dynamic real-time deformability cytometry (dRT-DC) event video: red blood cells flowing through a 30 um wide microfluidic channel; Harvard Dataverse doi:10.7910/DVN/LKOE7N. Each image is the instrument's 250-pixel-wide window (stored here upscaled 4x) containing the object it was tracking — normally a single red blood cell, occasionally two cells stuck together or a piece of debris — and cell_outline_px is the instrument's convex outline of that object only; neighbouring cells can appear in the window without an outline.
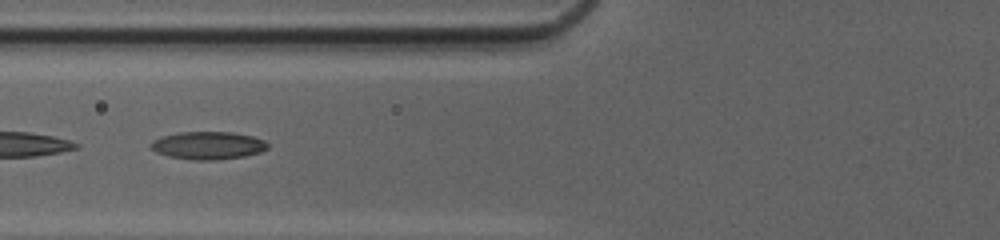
{"species": "common noctule bat (a hibernating species)", "species_latin": "Nyctalus noctula", "temperature_condition": "cold", "stored_images_in_passage": 31, "camera_frame_rate_fps": 3000, "um_per_image_px": 0.085, "animal": {"sex": "female", "body_mass_g": 20.0, "forearm_length_mm": 54.0}, "frame": {"image": 1, "passage_image": 5, "time_ms": 1.333, "image_size_px": [1000, 240], "cell_outline_px": [[268, 148], [260, 152], [244, 156], [216, 160], [192, 160], [168, 156], [156, 152], [148, 144], [152, 140], [160, 136], [176, 132], [232, 132], [252, 136], [264, 140], [268, 144]], "centroid_in_image_um": [17.64, 12.36], "position_along_channel_um": 108.2, "area_um2": 19.07}}
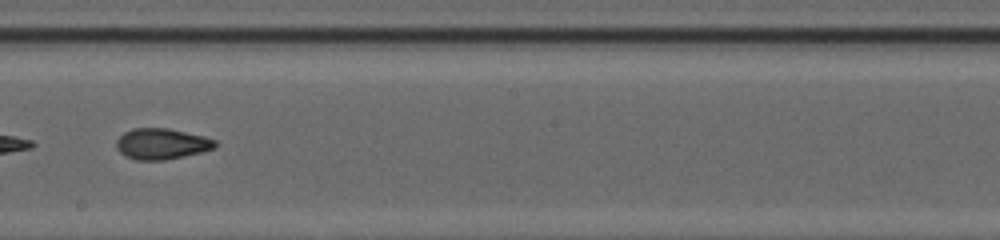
{"frame": {"image": 2, "passage_image": 14, "time_ms": 4.333, "image_size_px": [1000, 240], "cell_outline_px": [[216, 148], [184, 156], [164, 160], [136, 160], [120, 152], [116, 148], [116, 140], [124, 132], [132, 128], [168, 128], [204, 136], [216, 140]], "centroid_in_image_um": [13.74, 12.22], "position_along_channel_um": 234.5, "area_um2": 17.74}, "authors_computed_cell_mechanics": {"area_um2": 17.7446, "velocity_mm_per_s": 4.1944, "shape_relaxation_time_tau1_ms": 5.3022, "shape_relaxation_time_tau2_ms": 1.8785, "deformation_change_tau1": 0.2029, "deformation_change_tau2": 0.0768}}